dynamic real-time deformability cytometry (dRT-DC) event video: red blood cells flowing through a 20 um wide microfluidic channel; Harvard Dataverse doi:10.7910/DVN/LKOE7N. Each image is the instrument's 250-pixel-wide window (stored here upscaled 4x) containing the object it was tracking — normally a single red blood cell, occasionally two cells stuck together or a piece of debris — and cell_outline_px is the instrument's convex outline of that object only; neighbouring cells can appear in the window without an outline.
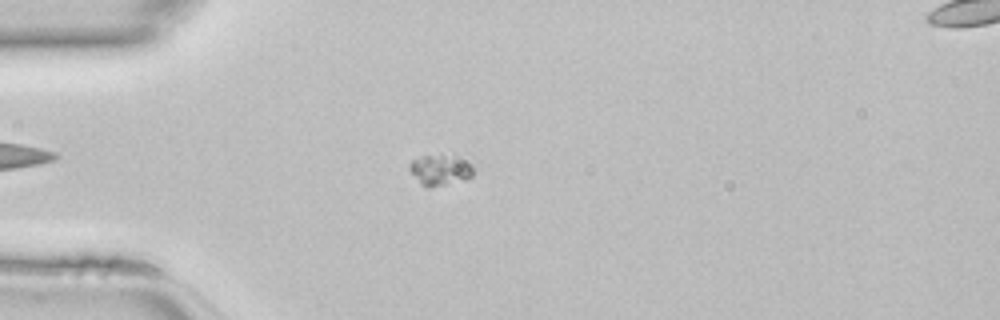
{"species": "common noctule bat (a hibernating species)", "species_latin": "Nyctalus noctula", "temperature_condition": "room temperature", "stored_images_in_passage": 46, "camera_frame_rate_fps": 3000, "um_per_image_px": 0.085, "animal": {"sex": "female", "body_mass_g": 22.7, "forearm_length_mm": 54.2}, "frame": {"image": 1, "passage_image": 13, "time_ms": 4.0, "image_size_px": [1000, 320], "cell_outline_px": [[472, 176], [464, 180], [432, 188], [428, 188], [420, 184], [408, 168], [412, 160], [420, 156], [440, 152], [464, 152], [468, 156], [472, 168]], "centroid_in_image_um": [37.5, 14.34], "position_along_channel_um": 47.5, "area_um2": 12.66}}
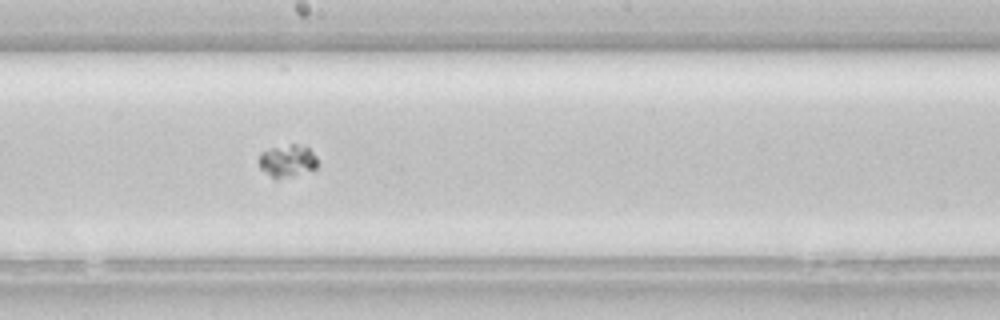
{"frame": {"image": 2, "passage_image": 26, "time_ms": 8.333, "image_size_px": [1000, 320], "cell_outline_px": [[316, 168], [276, 180], [260, 168], [260, 152], [272, 148], [292, 144], [296, 144], [308, 148], [316, 156]], "centroid_in_image_um": [24.41, 13.67], "position_along_channel_um": 223.8, "area_um2": 10.69}}
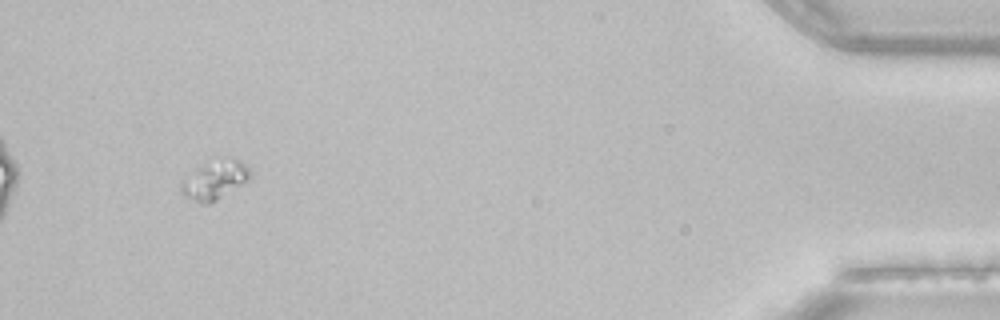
{"frame": {"image": 3, "passage_image": 44, "time_ms": 14.333, "image_size_px": [1000, 320], "cell_outline_px": [[248, 180], [212, 204], [200, 204], [184, 196], [180, 192], [180, 180], [192, 172], [220, 156], [232, 156], [240, 160], [248, 168]], "centroid_in_image_um": [18.22, 15.3], "position_along_channel_um": 417.0, "area_um2": 15.78}}